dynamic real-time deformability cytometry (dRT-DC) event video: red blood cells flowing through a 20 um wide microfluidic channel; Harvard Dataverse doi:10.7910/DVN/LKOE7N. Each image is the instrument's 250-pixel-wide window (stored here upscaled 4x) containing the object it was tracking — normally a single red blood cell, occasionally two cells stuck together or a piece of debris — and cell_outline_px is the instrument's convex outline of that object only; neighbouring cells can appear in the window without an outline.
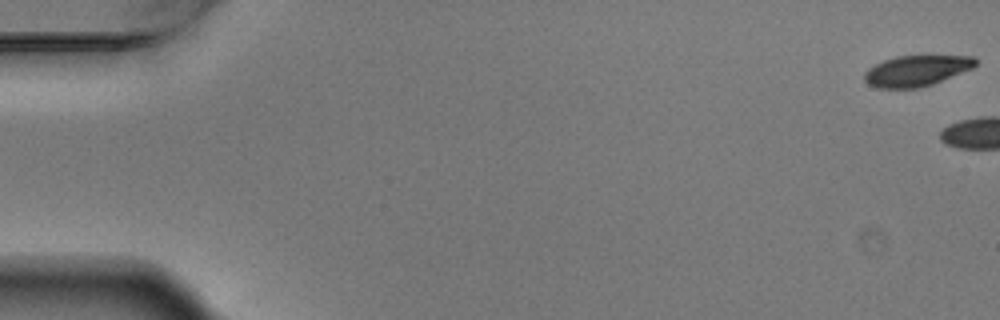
{"species": "Egyptian fruit bat (a non-hibernating species)", "species_latin": "Rousettus aegyptiacus", "temperature_condition": "warm", "stored_images_in_passage": 5, "camera_frame_rate_fps": 3000, "um_per_image_px": 0.085, "animal": {"sex": "male"}, "frame": {"image": 1, "passage_image": 1, "time_ms": 0.0, "image_size_px": [1000, 320], "cell_outline_px": [[976, 64], [972, 68], [932, 84], [920, 88], [876, 88], [868, 84], [864, 80], [864, 72], [868, 68], [884, 60], [896, 56], [976, 56]], "centroid_in_image_um": [77.87, 6.02], "position_along_channel_um": 7.1, "area_um2": 19.83}}